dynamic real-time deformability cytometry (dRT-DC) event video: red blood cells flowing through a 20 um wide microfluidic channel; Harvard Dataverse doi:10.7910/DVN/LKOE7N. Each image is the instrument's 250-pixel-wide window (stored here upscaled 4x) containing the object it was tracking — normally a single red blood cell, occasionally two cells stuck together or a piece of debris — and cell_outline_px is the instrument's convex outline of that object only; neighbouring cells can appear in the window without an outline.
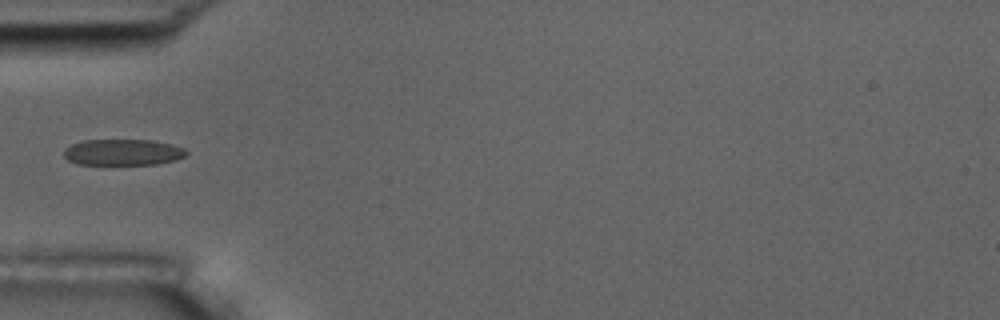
{"species": "common noctule bat (a hibernating species)", "species_latin": "Nyctalus noctula", "temperature_condition": "room temperature", "stored_images_in_passage": 3, "camera_frame_rate_fps": 3000, "um_per_image_px": 0.085, "animal": {"sex": "male", "body_mass_g": 17.5, "forearm_length_mm": 52.3}, "frame": {"image": 1, "passage_image": 3, "time_ms": 2.333, "image_size_px": [1000, 320], "cell_outline_px": [[188, 152], [184, 156], [176, 160], [156, 164], [76, 164], [68, 160], [64, 156], [64, 148], [72, 144], [84, 140], [152, 140], [172, 144], [184, 148]], "centroid_in_image_um": [10.44, 12.94], "position_along_channel_um": 74.6, "area_um2": 18.67}}